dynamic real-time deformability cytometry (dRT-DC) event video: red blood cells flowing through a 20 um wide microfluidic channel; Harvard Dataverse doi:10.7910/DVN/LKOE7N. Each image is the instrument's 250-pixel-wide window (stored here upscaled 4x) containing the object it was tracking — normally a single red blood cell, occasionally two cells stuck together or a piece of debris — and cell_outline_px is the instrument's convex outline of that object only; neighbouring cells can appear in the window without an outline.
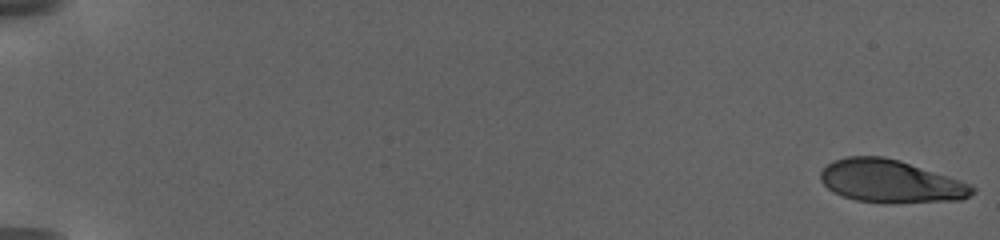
{"species": "human", "species_latin": "Homo sapiens", "temperature_condition": "warm", "stored_images_in_passage": 32, "camera_frame_rate_fps": 3000, "um_per_image_px": 0.085, "donor": {"sex": "female"}, "frame": {"image": 1, "passage_image": 1, "time_ms": 0.0, "image_size_px": [1000, 240], "cell_outline_px": [[976, 188], [968, 196], [960, 200], [856, 200], [844, 196], [828, 188], [820, 180], [820, 172], [832, 160], [848, 156], [880, 156], [900, 160], [972, 184]], "centroid_in_image_um": [75.67, 15.34], "position_along_channel_um": 9.3, "area_um2": 36.41}}
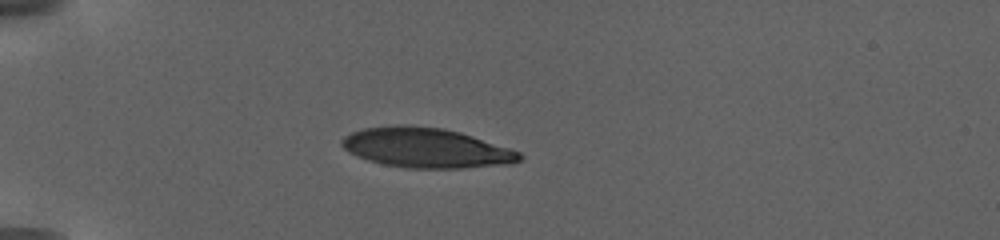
{"frame": {"image": 2, "passage_image": 28, "time_ms": 7.0, "image_size_px": [1000, 240], "cell_outline_px": [[524, 156], [520, 160], [500, 164], [460, 168], [404, 168], [384, 164], [368, 160], [356, 156], [348, 152], [340, 144], [340, 140], [344, 136], [352, 132], [364, 128], [396, 124], [404, 124], [444, 128], [460, 132], [520, 152]], "centroid_in_image_um": [36.13, 12.55], "position_along_channel_um": 48.9, "area_um2": 41.04}}